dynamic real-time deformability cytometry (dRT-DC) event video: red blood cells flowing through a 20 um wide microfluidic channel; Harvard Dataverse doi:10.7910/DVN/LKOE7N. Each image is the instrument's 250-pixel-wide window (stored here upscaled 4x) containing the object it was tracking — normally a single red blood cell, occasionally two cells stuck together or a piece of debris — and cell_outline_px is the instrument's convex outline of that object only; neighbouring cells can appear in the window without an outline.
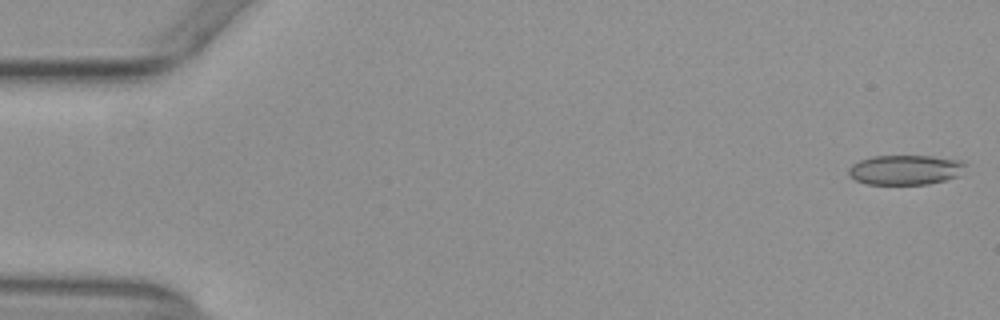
{"species": "common noctule bat (a hibernating species)", "species_latin": "Nyctalus noctula", "temperature_condition": "warm", "stored_images_in_passage": 53, "camera_frame_rate_fps": 3000, "um_per_image_px": 0.085, "animal": {"sex": "female", "body_mass_g": 29.2, "forearm_length_mm": 56.3}, "frame": {"image": 1, "passage_image": 1, "time_ms": 0.0, "image_size_px": [1000, 320], "cell_outline_px": [[968, 164], [960, 176], [928, 184], [864, 184], [848, 176], [848, 168], [852, 164], [860, 160], [872, 156], [932, 156], [960, 160]], "centroid_in_image_um": [76.96, 14.44], "position_along_channel_um": 8.0, "area_um2": 20.52}}
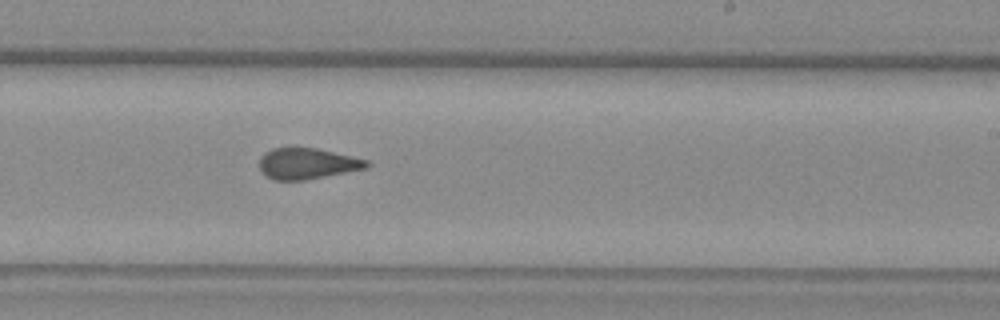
{"frame": {"image": 2, "passage_image": 32, "time_ms": 10.333, "image_size_px": [1000, 320], "cell_outline_px": [[372, 164], [368, 168], [304, 180], [272, 180], [264, 176], [260, 168], [260, 156], [264, 152], [272, 148], [316, 148], [368, 160]], "centroid_in_image_um": [26.1, 13.91], "position_along_channel_um": 262.9, "area_um2": 19.42}}
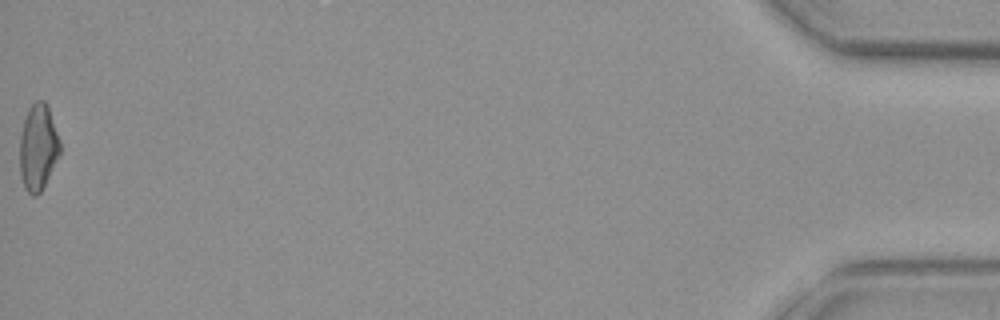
{"frame": {"image": 3, "passage_image": 53, "time_ms": 17.333, "image_size_px": [1000, 320], "cell_outline_px": [[60, 152], [40, 192], [36, 196], [32, 196], [24, 188], [20, 176], [20, 136], [24, 120], [28, 108], [36, 100], [44, 100], [48, 108], [60, 140]], "centroid_in_image_um": [3.21, 12.52], "position_along_channel_um": 432.0, "area_um2": 19.94}, "authors_computed_cell_mechanics": {"area_um2": 20.4034, "velocity_mm_per_s": 3.9302, "shape_relaxation_time_tau1_ms": null, "shape_relaxation_time_tau2_ms": 1.5013, "deformation_change_tau1": null, "deformation_change_tau2": 0.0696}}